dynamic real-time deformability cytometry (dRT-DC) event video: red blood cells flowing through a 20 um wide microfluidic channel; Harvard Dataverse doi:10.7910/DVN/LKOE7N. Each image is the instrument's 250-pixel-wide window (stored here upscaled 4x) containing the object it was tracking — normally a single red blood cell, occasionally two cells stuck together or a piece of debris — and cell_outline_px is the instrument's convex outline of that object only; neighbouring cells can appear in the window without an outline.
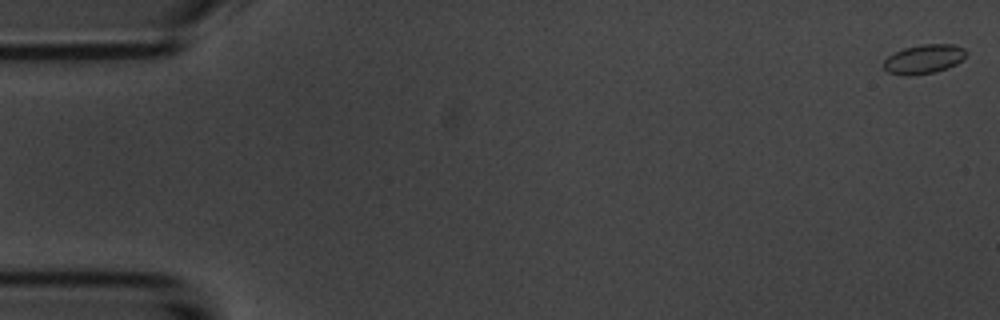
{"species": "common noctule bat (a hibernating species)", "species_latin": "Nyctalus noctula", "temperature_condition": "room temperature", "stored_images_in_passage": 55, "camera_frame_rate_fps": 3000, "um_per_image_px": 0.085, "animal": {"sex": "male", "body_mass_g": 20.1, "forearm_length_mm": 53.5}, "frame": {"image": 1, "passage_image": 1, "time_ms": 0.0, "image_size_px": [1000, 320], "cell_outline_px": [[968, 52], [956, 64], [948, 68], [932, 72], [908, 76], [904, 76], [888, 72], [884, 68], [884, 60], [888, 56], [904, 48], [920, 44], [952, 44], [964, 48]], "centroid_in_image_um": [78.52, 5.02], "position_along_channel_um": 6.5, "area_um2": 13.93}}
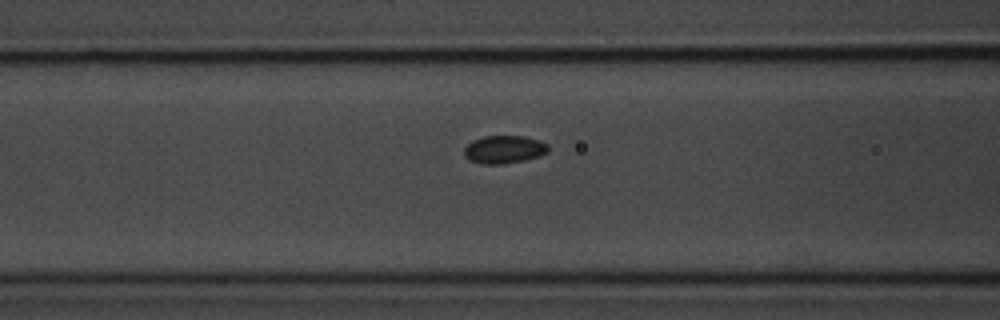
{"frame": {"image": 2, "passage_image": 22, "time_ms": 7.0, "image_size_px": [1000, 320], "cell_outline_px": [[548, 152], [540, 156], [524, 160], [504, 164], [480, 164], [468, 160], [464, 156], [464, 148], [472, 140], [484, 136], [524, 136], [548, 144]], "centroid_in_image_um": [42.81, 12.71], "position_along_channel_um": 123.8, "area_um2": 13.76}}
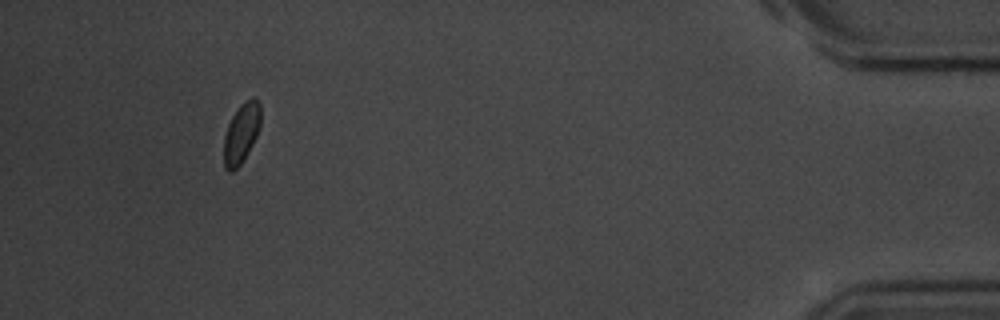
{"frame": {"image": 3, "passage_image": 51, "time_ms": 16.667, "image_size_px": [1000, 320], "cell_outline_px": [[260, 124], [256, 136], [248, 152], [240, 164], [232, 172], [228, 172], [224, 168], [224, 136], [228, 124], [232, 116], [240, 104], [244, 100], [252, 96], [260, 104]], "centroid_in_image_um": [20.5, 11.31], "position_along_channel_um": 414.7, "area_um2": 12.83}}